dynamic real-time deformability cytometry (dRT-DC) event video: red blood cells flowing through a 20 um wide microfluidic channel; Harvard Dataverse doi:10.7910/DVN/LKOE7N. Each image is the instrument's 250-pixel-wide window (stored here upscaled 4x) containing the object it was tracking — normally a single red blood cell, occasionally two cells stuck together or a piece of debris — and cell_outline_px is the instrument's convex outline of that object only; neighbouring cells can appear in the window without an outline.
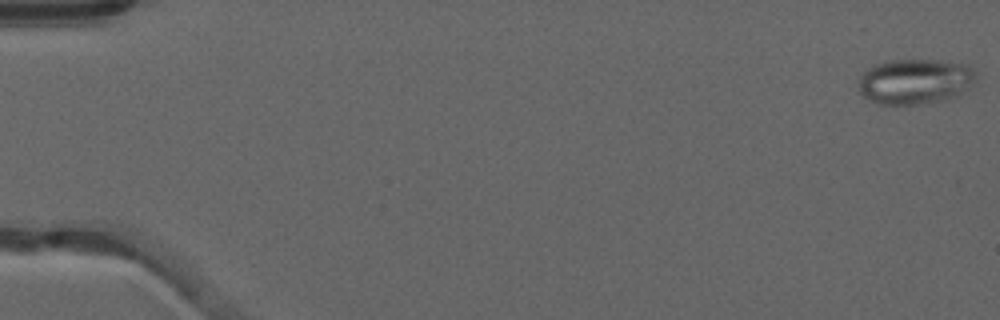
{"species": "common noctule bat (a hibernating species)", "species_latin": "Nyctalus noctula", "temperature_condition": "warm", "stored_images_in_passage": 18, "camera_frame_rate_fps": 3000, "um_per_image_px": 0.085, "animal": {"sex": "male", "forearm_length_mm": 52.5}, "frame": {"image": 1, "passage_image": 1, "time_ms": 0.0, "image_size_px": [1000, 320], "cell_outline_px": [[976, 76], [968, 88], [960, 96], [952, 100], [916, 104], [880, 104], [868, 100], [860, 92], [860, 76], [872, 64], [892, 60], [940, 60], [968, 64], [976, 72]], "centroid_in_image_um": [77.82, 6.92], "position_along_channel_um": 7.2, "area_um2": 31.39}}